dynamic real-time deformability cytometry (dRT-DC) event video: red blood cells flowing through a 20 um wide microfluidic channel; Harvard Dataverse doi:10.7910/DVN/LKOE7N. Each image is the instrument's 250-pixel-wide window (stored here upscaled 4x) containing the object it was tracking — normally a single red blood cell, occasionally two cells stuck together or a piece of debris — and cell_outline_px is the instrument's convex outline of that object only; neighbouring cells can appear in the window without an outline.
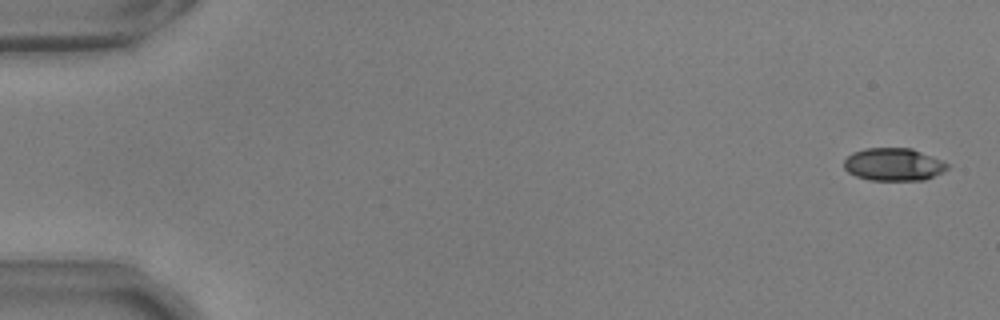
{"species": "common noctule bat (a hibernating species)", "species_latin": "Nyctalus noctula", "temperature_condition": "warm", "stored_images_in_passage": 55, "camera_frame_rate_fps": 3000, "um_per_image_px": 0.085, "animal": {"sex": "male", "body_mass_g": 17.9, "forearm_length_mm": 54.2}, "frame": {"image": 1, "passage_image": 2, "time_ms": 0.333, "image_size_px": [1000, 320], "cell_outline_px": [[948, 168], [944, 172], [924, 180], [868, 180], [856, 176], [848, 172], [844, 168], [844, 160], [852, 152], [864, 148], [912, 148], [944, 160], [948, 164]], "centroid_in_image_um": [75.97, 13.97], "position_along_channel_um": 9.0, "area_um2": 19.94}}
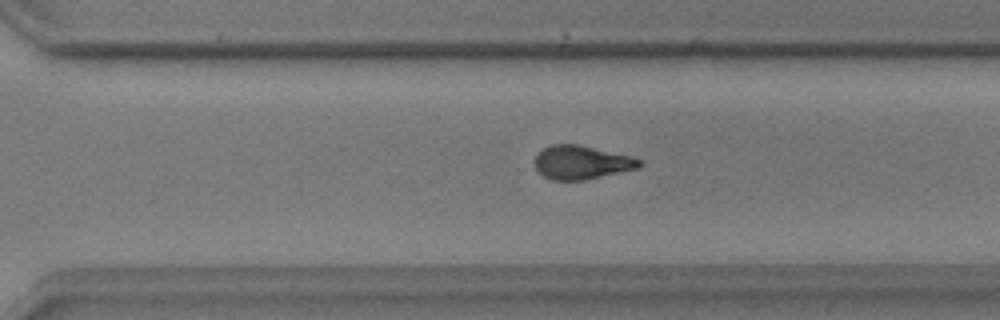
{"frame": {"image": 2, "passage_image": 39, "time_ms": 12.667, "image_size_px": [1000, 320], "cell_outline_px": [[644, 164], [636, 168], [584, 180], [552, 180], [544, 176], [536, 168], [532, 160], [544, 148], [552, 144], [576, 144], [632, 156], [640, 160]], "centroid_in_image_um": [49.4, 13.8], "position_along_channel_um": 321.2, "area_um2": 20.29}}
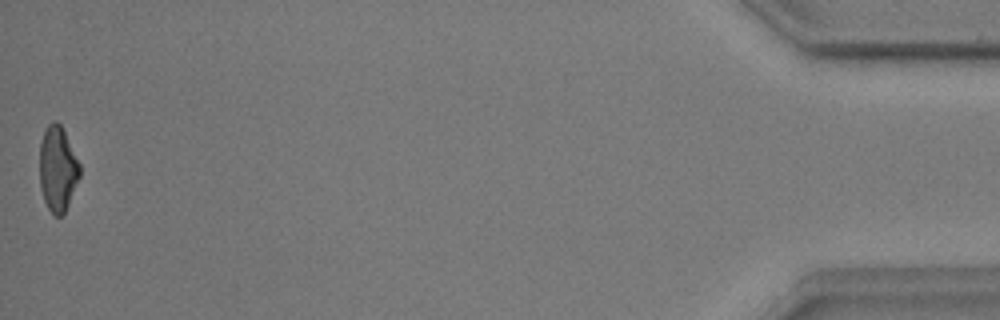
{"frame": {"image": 3, "passage_image": 55, "time_ms": 18.0, "image_size_px": [1000, 320], "cell_outline_px": [[80, 176], [68, 204], [64, 212], [60, 216], [52, 216], [44, 200], [40, 188], [40, 144], [44, 132], [48, 124], [52, 120], [56, 120], [60, 124], [80, 164]], "centroid_in_image_um": [4.89, 14.36], "position_along_channel_um": 430.3, "area_um2": 19.77}, "authors_computed_cell_mechanics": {"area_um2": 20.9236, "velocity_mm_per_s": 3.7167, "shape_relaxation_time_tau1_ms": 10.0959, "shape_relaxation_time_tau2_ms": 2.7958, "deformation_change_tau1": 0.2475, "deformation_change_tau2": 0.0963}}